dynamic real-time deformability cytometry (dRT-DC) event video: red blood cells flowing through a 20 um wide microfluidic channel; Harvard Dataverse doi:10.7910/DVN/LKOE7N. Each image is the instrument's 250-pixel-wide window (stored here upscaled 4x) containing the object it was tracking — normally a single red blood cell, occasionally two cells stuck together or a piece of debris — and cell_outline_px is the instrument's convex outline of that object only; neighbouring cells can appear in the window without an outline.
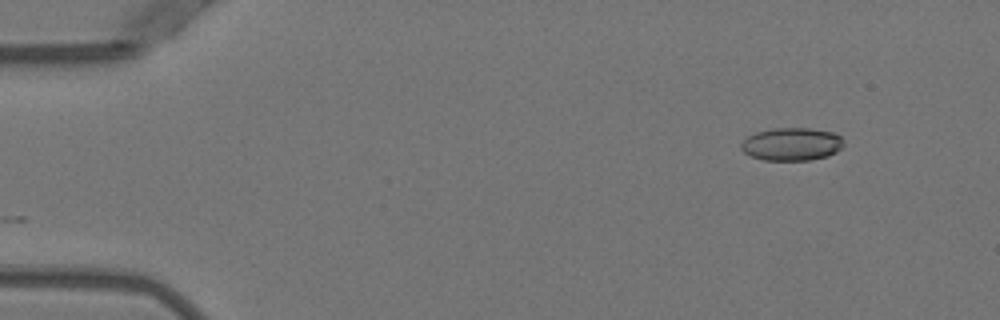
{"species": "Egyptian fruit bat (a non-hibernating species)", "species_latin": "Rousettus aegyptiacus", "temperature_condition": "warm", "stored_images_in_passage": 47, "camera_frame_rate_fps": 3000, "um_per_image_px": 0.085, "animal": {"sex": "female"}, "frame": {"image": 1, "passage_image": 1, "time_ms": 0.0, "image_size_px": [1000, 320], "cell_outline_px": [[844, 144], [836, 152], [828, 156], [812, 160], [764, 160], [752, 156], [744, 152], [740, 148], [740, 144], [748, 136], [756, 132], [772, 128], [812, 128], [836, 132], [844, 140]], "centroid_in_image_um": [67.32, 12.24], "position_along_channel_um": 17.7, "area_um2": 19.88}}
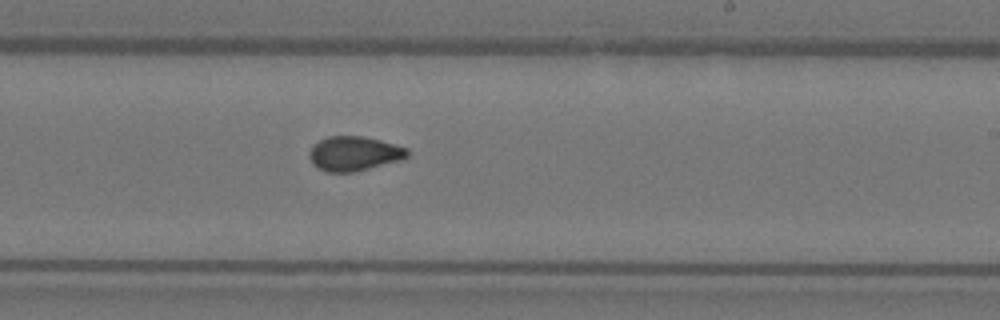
{"frame": {"image": 2, "passage_image": 27, "time_ms": 8.667, "image_size_px": [1000, 320], "cell_outline_px": [[408, 156], [400, 160], [352, 172], [328, 172], [312, 164], [308, 156], [308, 152], [312, 144], [328, 136], [364, 136], [380, 140], [408, 148]], "centroid_in_image_um": [30.06, 13.04], "position_along_channel_um": 258.9, "area_um2": 19.65}}
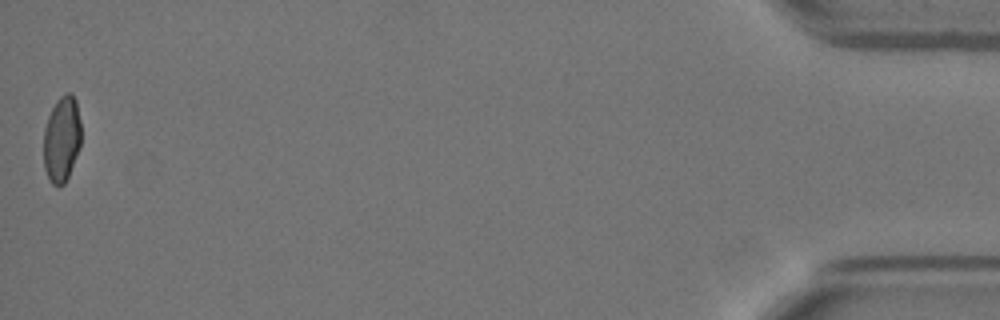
{"frame": {"image": 3, "passage_image": 47, "time_ms": 15.333, "image_size_px": [1000, 320], "cell_outline_px": [[80, 148], [68, 176], [64, 184], [60, 188], [52, 184], [44, 168], [44, 128], [48, 116], [56, 100], [64, 92], [72, 92], [76, 100], [80, 120]], "centroid_in_image_um": [5.25, 11.8], "position_along_channel_um": 430.0, "area_um2": 18.96}, "authors_computed_cell_mechanics": {"area_um2": 19.7098, "velocity_mm_per_s": 3.9591, "shape_relaxation_time_tau1_ms": 9.6336, "shape_relaxation_time_tau2_ms": 1.1358, "deformation_change_tau1": 0.1972, "deformation_change_tau2": 0.0598}}